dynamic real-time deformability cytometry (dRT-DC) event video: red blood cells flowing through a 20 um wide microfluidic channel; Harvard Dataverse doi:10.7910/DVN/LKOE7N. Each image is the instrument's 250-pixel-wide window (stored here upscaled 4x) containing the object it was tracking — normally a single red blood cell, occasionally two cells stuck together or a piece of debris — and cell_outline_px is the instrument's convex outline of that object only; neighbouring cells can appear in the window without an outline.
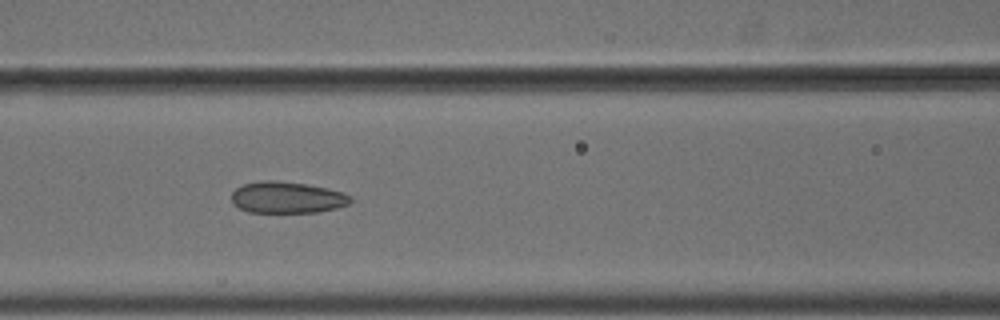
{"species": "common noctule bat (a hibernating species)", "species_latin": "Nyctalus noctula", "temperature_condition": "cold", "stored_images_in_passage": 8, "camera_frame_rate_fps": 3000, "um_per_image_px": 0.085, "animal": {"sex": "male", "body_mass_g": 18.8}, "frame": {"image": 1, "passage_image": 7, "time_ms": 2.0, "image_size_px": [1000, 320], "cell_outline_px": [[352, 200], [348, 204], [336, 208], [316, 212], [248, 212], [240, 208], [232, 200], [232, 192], [236, 188], [244, 184], [264, 180], [272, 180], [308, 184], [328, 188], [344, 192], [352, 196]], "centroid_in_image_um": [24.44, 16.77], "position_along_channel_um": 142.2, "area_um2": 21.79}}
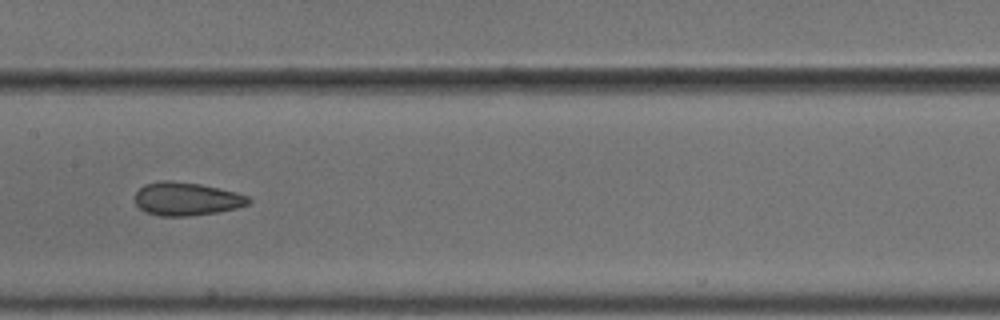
{"frame": {"image": 2, "passage_image": 8, "time_ms": 2.333, "image_size_px": [1000, 320], "cell_outline_px": [[252, 200], [248, 204], [236, 208], [216, 212], [188, 216], [160, 216], [148, 212], [140, 208], [136, 204], [136, 192], [144, 184], [164, 180], [172, 180], [200, 184], [220, 188], [236, 192], [248, 196]], "centroid_in_image_um": [15.87, 16.89], "position_along_channel_um": 191.5, "area_um2": 21.91}}